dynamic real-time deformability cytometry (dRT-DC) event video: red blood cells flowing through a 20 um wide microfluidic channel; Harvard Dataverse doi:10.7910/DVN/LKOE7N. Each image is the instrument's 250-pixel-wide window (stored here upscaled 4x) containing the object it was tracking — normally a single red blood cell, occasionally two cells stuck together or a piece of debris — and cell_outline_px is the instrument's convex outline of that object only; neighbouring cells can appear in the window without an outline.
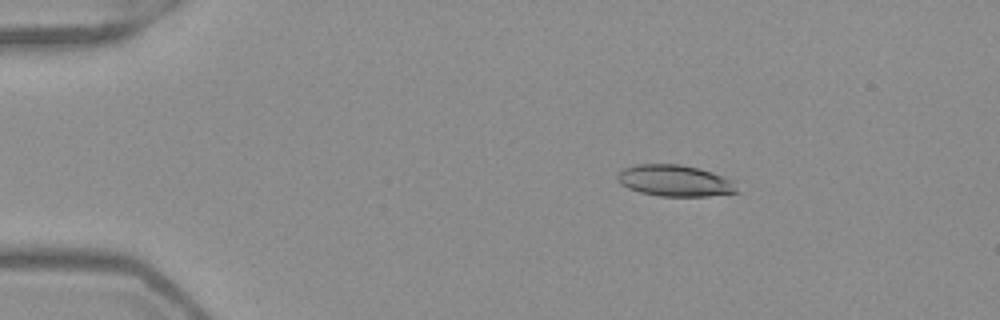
{"species": "Egyptian fruit bat (a non-hibernating species)", "species_latin": "Rousettus aegyptiacus", "temperature_condition": "warm", "stored_images_in_passage": 53, "camera_frame_rate_fps": 3000, "um_per_image_px": 0.085, "frame": {"image": 1, "passage_image": 10, "time_ms": 3.0, "image_size_px": [1000, 320], "cell_outline_px": [[740, 192], [708, 196], [660, 196], [640, 192], [628, 188], [620, 184], [616, 176], [624, 168], [636, 164], [680, 164], [700, 168], [736, 180]], "centroid_in_image_um": [57.43, 15.36], "position_along_channel_um": 27.6, "area_um2": 22.2}}
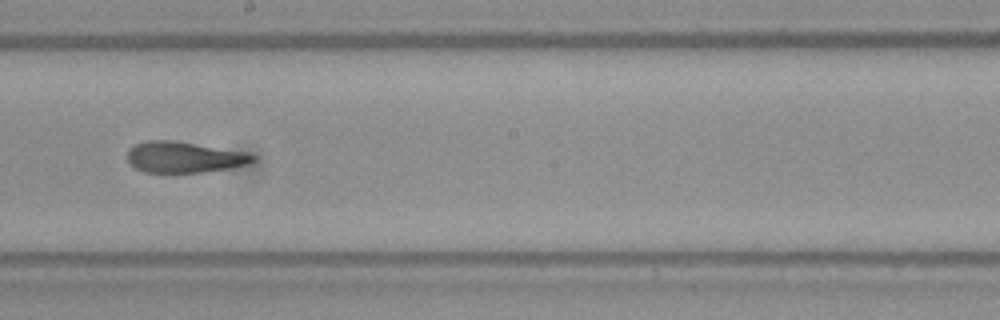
{"frame": {"image": 2, "passage_image": 31, "time_ms": 10.0, "image_size_px": [1000, 320], "cell_outline_px": [[256, 160], [248, 164], [232, 168], [204, 172], [168, 176], [144, 172], [136, 168], [128, 160], [128, 148], [136, 144], [148, 140], [176, 140], [244, 152], [256, 156]], "centroid_in_image_um": [15.63, 13.4], "position_along_channel_um": 232.6, "area_um2": 23.52}}
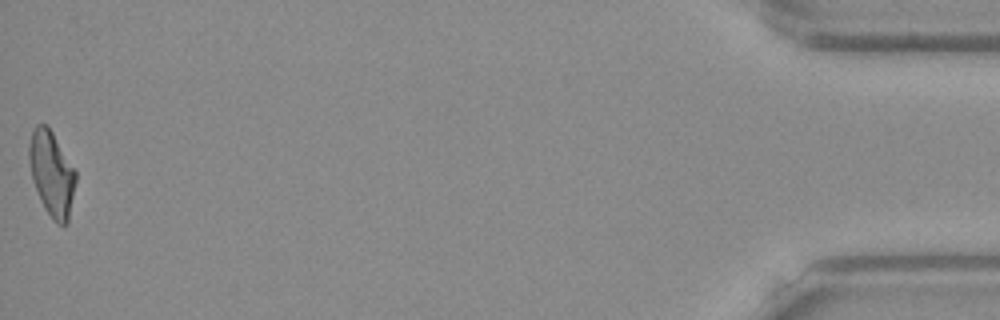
{"frame": {"image": 3, "passage_image": 53, "time_ms": 17.333, "image_size_px": [1000, 320], "cell_outline_px": [[76, 180], [68, 224], [56, 224], [52, 220], [44, 208], [36, 188], [32, 176], [28, 160], [28, 144], [32, 128], [36, 124], [48, 124], [76, 172]], "centroid_in_image_um": [4.38, 14.73], "position_along_channel_um": 430.8, "area_um2": 23.18}, "authors_computed_cell_mechanics": {"area_um2": 23.0622, "velocity_mm_per_s": 3.9636, "shape_relaxation_time_tau1_ms": 5.6895, "shape_relaxation_time_tau2_ms": 2.6315, "deformation_change_tau1": 0.1986, "deformation_change_tau2": 0.1098}}